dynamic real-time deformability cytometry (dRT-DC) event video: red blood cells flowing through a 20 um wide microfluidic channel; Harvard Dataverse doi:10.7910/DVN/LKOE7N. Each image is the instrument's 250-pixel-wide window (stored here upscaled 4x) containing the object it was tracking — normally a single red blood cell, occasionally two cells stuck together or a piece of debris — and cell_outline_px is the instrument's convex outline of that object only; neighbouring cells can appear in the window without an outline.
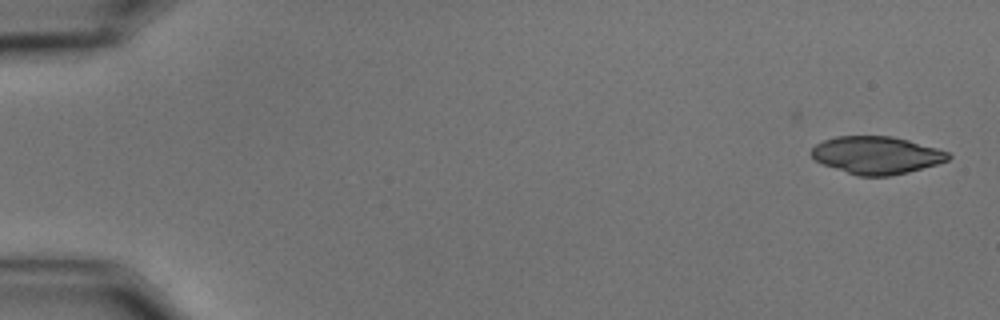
{"species": "common noctule bat (a hibernating species)", "species_latin": "Nyctalus noctula", "temperature_condition": "cold", "stored_images_in_passage": 49, "camera_frame_rate_fps": 3000, "um_per_image_px": 0.085, "animal": {"sex": "male", "body_mass_g": 15.6}, "frame": {"image": 1, "passage_image": 1, "time_ms": 0.0, "image_size_px": [1000, 320], "cell_outline_px": [[952, 156], [948, 160], [936, 164], [908, 172], [888, 176], [860, 176], [824, 164], [816, 160], [812, 156], [812, 148], [816, 144], [824, 140], [836, 136], [892, 136], [908, 140], [936, 148], [948, 152]], "centroid_in_image_um": [74.52, 13.18], "position_along_channel_um": 10.5, "area_um2": 29.54}}